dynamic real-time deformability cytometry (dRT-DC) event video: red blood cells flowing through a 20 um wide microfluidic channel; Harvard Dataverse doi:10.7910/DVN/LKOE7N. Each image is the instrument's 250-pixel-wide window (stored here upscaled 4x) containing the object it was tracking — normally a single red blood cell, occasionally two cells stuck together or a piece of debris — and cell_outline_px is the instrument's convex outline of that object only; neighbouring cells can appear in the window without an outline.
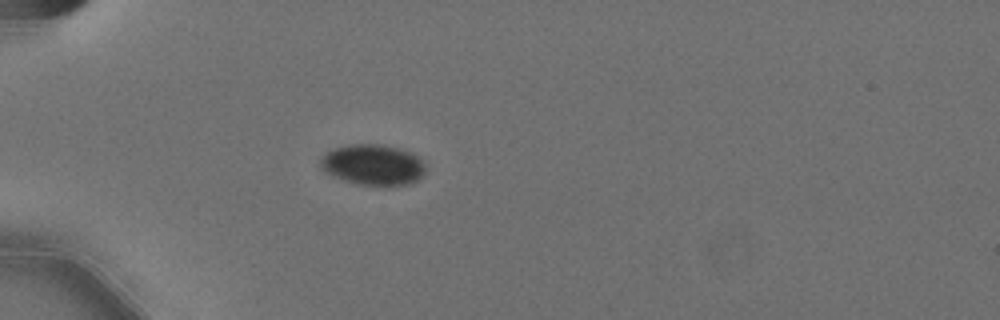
{"species": "Egyptian fruit bat (a non-hibernating species)", "species_latin": "Rousettus aegyptiacus", "temperature_condition": "cold", "stored_images_in_passage": 37, "camera_frame_rate_fps": 3000, "um_per_image_px": 0.085, "animal": {"sex": "female"}, "frame": {"image": 1, "passage_image": 1, "time_ms": 0.0, "image_size_px": [1000, 320], "cell_outline_px": [[424, 172], [412, 184], [388, 188], [384, 188], [356, 184], [332, 176], [324, 172], [320, 168], [320, 160], [328, 152], [336, 148], [348, 144], [380, 144], [396, 148], [408, 152], [416, 156], [424, 164]], "centroid_in_image_um": [31.68, 14.06], "position_along_channel_um": 53.3, "area_um2": 25.26}}
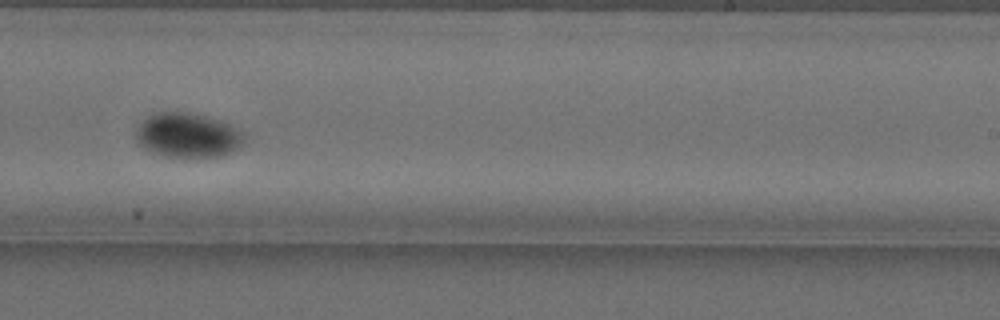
{"frame": {"image": 2, "passage_image": 21, "time_ms": 6.667, "image_size_px": [1000, 320], "cell_outline_px": [[244, 140], [236, 148], [220, 156], [192, 160], [160, 156], [144, 148], [136, 140], [136, 128], [152, 112], [188, 112], [220, 120], [232, 124], [244, 132]], "centroid_in_image_um": [15.94, 11.53], "position_along_channel_um": 273.1, "area_um2": 28.78}}
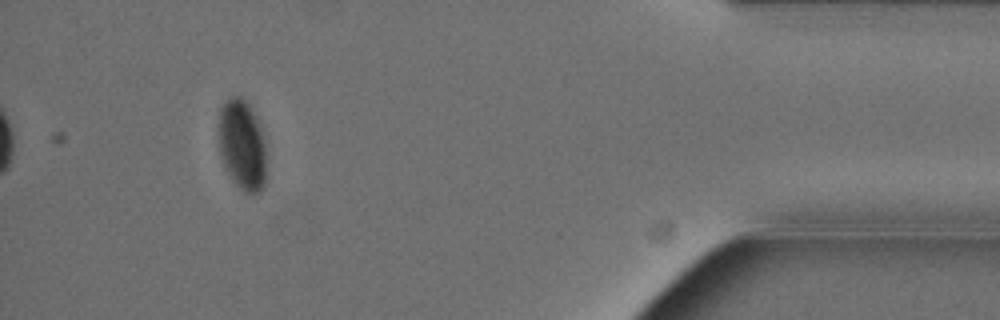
{"frame": {"image": 3, "passage_image": 37, "time_ms": 12.0, "image_size_px": [1000, 320], "cell_outline_px": [[264, 188], [260, 192], [252, 196], [244, 192], [232, 180], [224, 168], [220, 156], [216, 132], [220, 108], [232, 96], [240, 96], [252, 108], [264, 136]], "centroid_in_image_um": [20.53, 12.34], "position_along_channel_um": 414.7, "area_um2": 25.66}, "authors_computed_cell_mechanics": {"area_um2": 27.6284, "velocity_mm_per_s": 3.5743, "shape_relaxation_time_tau1_ms": 3.6115, "shape_relaxation_time_tau2_ms": null, "deformation_change_tau1": 0.0566, "deformation_change_tau2": null}}